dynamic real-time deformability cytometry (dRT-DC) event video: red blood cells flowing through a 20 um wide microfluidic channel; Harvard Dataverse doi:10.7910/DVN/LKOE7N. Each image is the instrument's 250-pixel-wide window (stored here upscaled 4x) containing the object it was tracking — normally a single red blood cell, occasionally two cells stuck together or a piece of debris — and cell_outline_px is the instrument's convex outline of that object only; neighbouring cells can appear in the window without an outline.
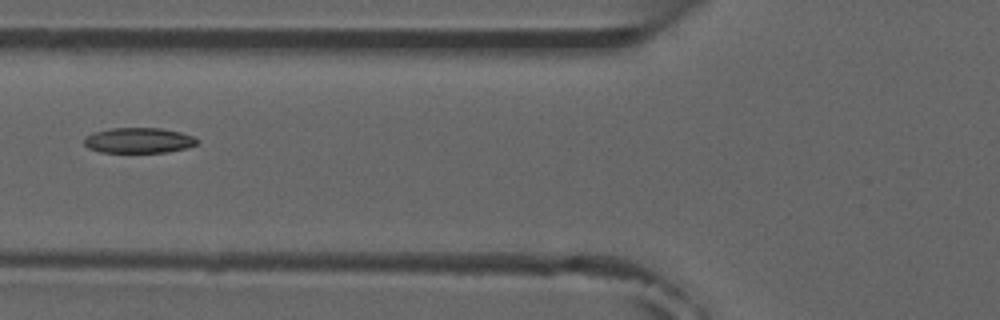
{"species": "common noctule bat (a hibernating species)", "species_latin": "Nyctalus noctula", "temperature_condition": "room temperature", "stored_images_in_passage": 6, "camera_frame_rate_fps": 3000, "um_per_image_px": 0.085, "animal": {"sex": "male", "forearm_length_mm": 52.5}, "frame": {"image": 1, "passage_image": 6, "time_ms": 5.667, "image_size_px": [1000, 320], "cell_outline_px": [[196, 144], [188, 148], [168, 152], [100, 152], [88, 148], [84, 144], [84, 136], [92, 132], [112, 128], [160, 128], [180, 132], [192, 136], [196, 140]], "centroid_in_image_um": [11.74, 11.93], "position_along_channel_um": 114.1, "area_um2": 16.7}}